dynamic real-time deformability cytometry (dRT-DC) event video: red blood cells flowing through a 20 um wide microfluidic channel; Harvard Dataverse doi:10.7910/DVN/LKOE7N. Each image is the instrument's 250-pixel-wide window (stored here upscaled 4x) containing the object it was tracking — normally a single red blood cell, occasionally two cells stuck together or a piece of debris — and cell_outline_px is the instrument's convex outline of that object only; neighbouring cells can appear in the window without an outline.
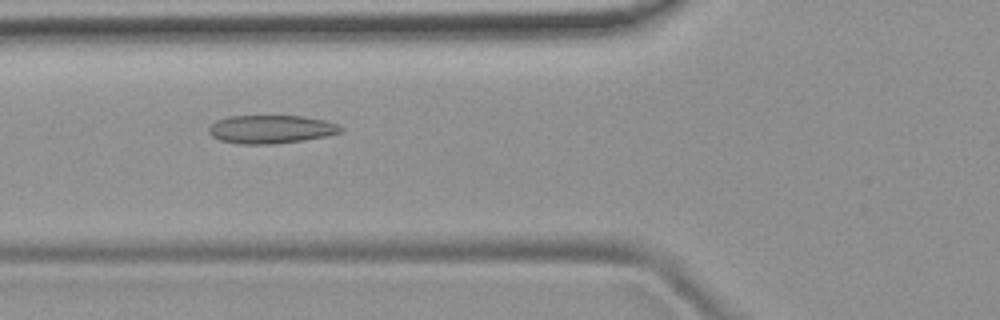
{"species": "common noctule bat (a hibernating species)", "species_latin": "Nyctalus noctula", "temperature_condition": "room temperature", "stored_images_in_passage": 52, "camera_frame_rate_fps": 3000, "um_per_image_px": 0.085, "animal": {"sex": "female", "body_mass_g": 19.9}, "frame": {"image": 1, "passage_image": 19, "time_ms": 6.0, "image_size_px": [1000, 320], "cell_outline_px": [[344, 128], [340, 132], [324, 136], [304, 140], [272, 144], [240, 144], [220, 140], [212, 136], [208, 132], [208, 128], [216, 120], [228, 116], [304, 116], [324, 120], [340, 124]], "centroid_in_image_um": [23.03, 10.98], "position_along_channel_um": 102.8, "area_um2": 21.79}}
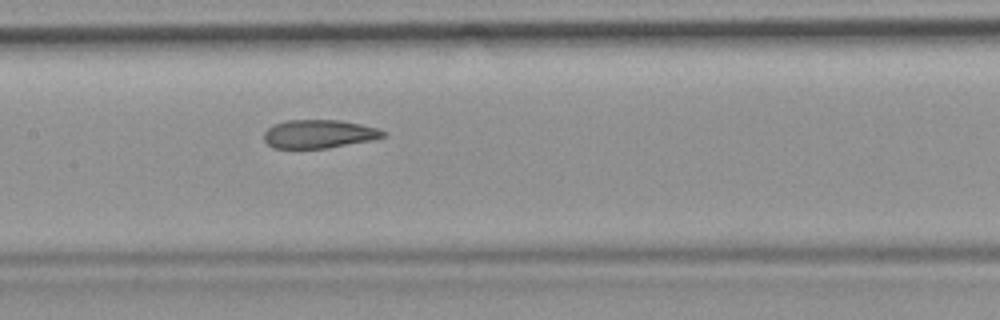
{"frame": {"image": 2, "passage_image": 25, "time_ms": 8.0, "image_size_px": [1000, 320], "cell_outline_px": [[388, 132], [384, 136], [372, 140], [328, 148], [272, 148], [264, 140], [264, 132], [272, 124], [288, 120], [340, 120], [360, 124], [376, 128]], "centroid_in_image_um": [27.09, 11.38], "position_along_channel_um": 180.3, "area_um2": 19.77}}
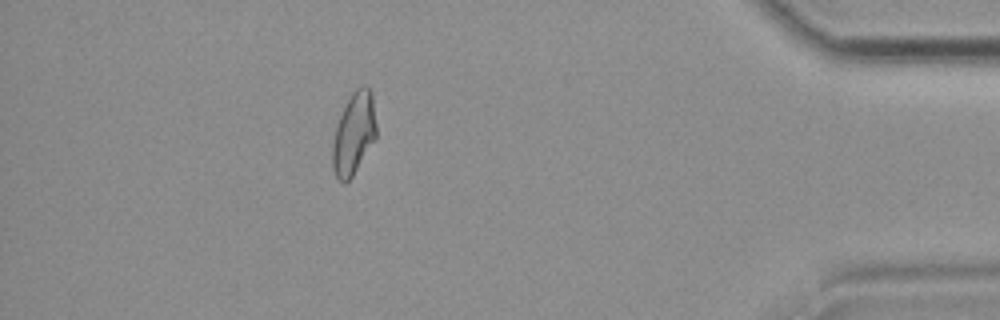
{"frame": {"image": 3, "passage_image": 46, "time_ms": 15.0, "image_size_px": [1000, 320], "cell_outline_px": [[376, 136], [352, 176], [344, 184], [336, 176], [332, 168], [332, 144], [336, 124], [352, 92], [356, 88], [364, 84], [368, 84], [372, 96], [376, 124]], "centroid_in_image_um": [30.06, 11.33], "position_along_channel_um": 405.1, "area_um2": 20.69}, "authors_computed_cell_mechanics": {"area_um2": 21.4149, "velocity_mm_per_s": 3.8729, "shape_relaxation_time_tau1_ms": null, "shape_relaxation_time_tau2_ms": 2.1959, "deformation_change_tau1": null, "deformation_change_tau2": 0.0913}}